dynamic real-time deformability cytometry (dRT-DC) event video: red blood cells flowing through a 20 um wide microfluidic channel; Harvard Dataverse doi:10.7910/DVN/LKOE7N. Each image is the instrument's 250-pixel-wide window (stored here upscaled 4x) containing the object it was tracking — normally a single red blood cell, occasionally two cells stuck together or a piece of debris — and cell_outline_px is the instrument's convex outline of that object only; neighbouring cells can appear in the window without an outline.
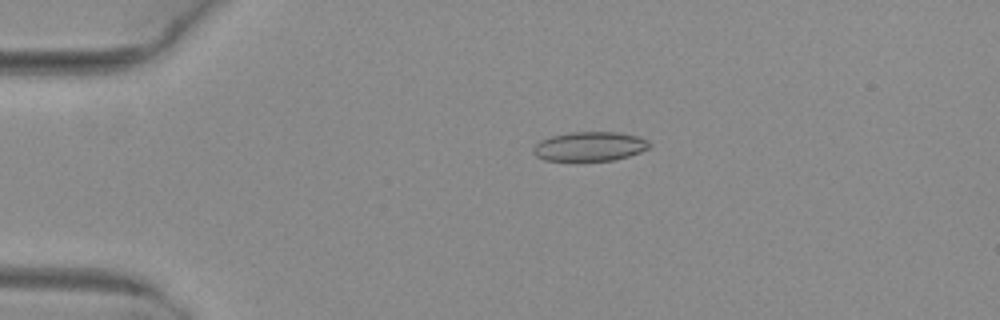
{"species": "common noctule bat (a hibernating species)", "species_latin": "Nyctalus noctula", "temperature_condition": "warm", "stored_images_in_passage": 43, "camera_frame_rate_fps": 3000, "um_per_image_px": 0.085, "animal": {"sex": "female", "body_mass_g": 29.2, "forearm_length_mm": 56.3}, "frame": {"image": 1, "passage_image": 3, "time_ms": 0.667, "image_size_px": [1000, 320], "cell_outline_px": [[652, 144], [648, 148], [640, 152], [628, 156], [612, 160], [544, 160], [536, 156], [532, 152], [532, 148], [540, 140], [552, 136], [572, 132], [616, 132], [640, 136], [648, 140]], "centroid_in_image_um": [50.14, 12.43], "position_along_channel_um": 34.9, "area_um2": 19.77}}
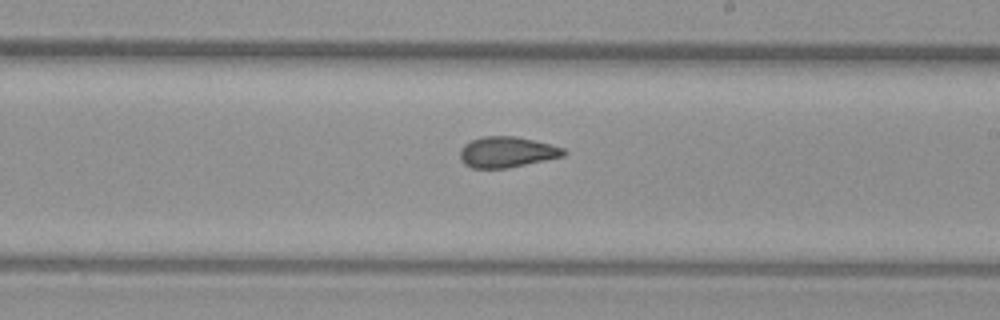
{"frame": {"image": 2, "passage_image": 22, "time_ms": 7.0, "image_size_px": [1000, 320], "cell_outline_px": [[568, 152], [564, 156], [508, 168], [472, 168], [464, 164], [460, 160], [460, 148], [464, 144], [472, 140], [484, 136], [516, 136], [564, 148]], "centroid_in_image_um": [43.06, 12.93], "position_along_channel_um": 245.9, "area_um2": 18.55}}
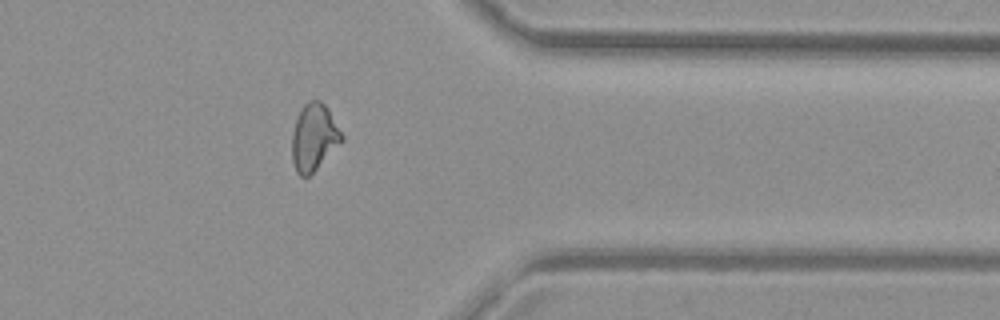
{"frame": {"image": 3, "passage_image": 33, "time_ms": 10.667, "image_size_px": [1000, 320], "cell_outline_px": [[344, 140], [308, 176], [300, 176], [296, 172], [292, 160], [292, 132], [296, 120], [304, 104], [308, 100], [320, 100], [328, 108], [344, 136]], "centroid_in_image_um": [26.69, 11.65], "position_along_channel_um": 384.7, "area_um2": 19.25}, "authors_computed_cell_mechanics": {"area_um2": 19.074, "velocity_mm_per_s": 4.095, "shape_relaxation_time_tau1_ms": null, "shape_relaxation_time_tau2_ms": 2.2059, "deformation_change_tau1": null, "deformation_change_tau2": 0.0858}}